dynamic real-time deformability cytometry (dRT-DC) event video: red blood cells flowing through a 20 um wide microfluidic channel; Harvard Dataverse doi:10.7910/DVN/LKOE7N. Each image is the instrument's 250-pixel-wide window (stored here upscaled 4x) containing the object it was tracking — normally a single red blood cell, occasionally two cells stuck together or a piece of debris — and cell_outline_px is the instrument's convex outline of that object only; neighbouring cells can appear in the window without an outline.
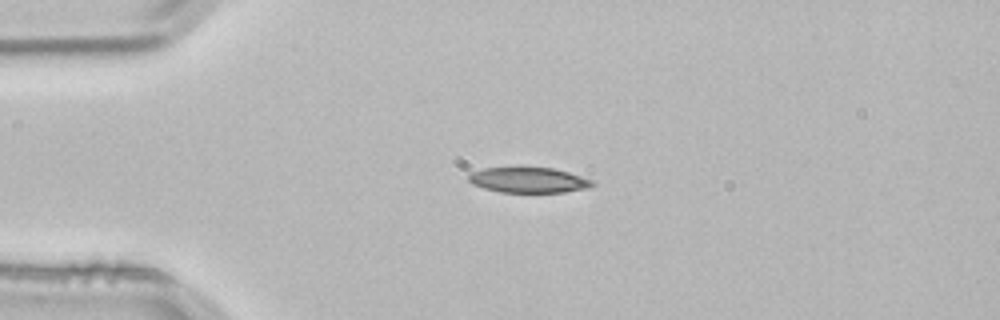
{"species": "common noctule bat (a hibernating species)", "species_latin": "Nyctalus noctula", "temperature_condition": "room temperature", "stored_images_in_passage": 1, "camera_frame_rate_fps": 3000, "um_per_image_px": 0.085, "animal": {"sex": "male", "body_mass_g": 21.5, "forearm_length_mm": 52.0}, "frame": {"image": 1, "passage_image": 1, "time_ms": 0.0, "image_size_px": [1000, 320], "cell_outline_px": [[596, 184], [588, 188], [564, 192], [500, 192], [484, 188], [472, 184], [468, 180], [468, 176], [472, 172], [484, 168], [552, 168], [568, 172], [592, 180]], "centroid_in_image_um": [44.93, 15.31], "position_along_channel_um": 40.1, "area_um2": 18.09}}